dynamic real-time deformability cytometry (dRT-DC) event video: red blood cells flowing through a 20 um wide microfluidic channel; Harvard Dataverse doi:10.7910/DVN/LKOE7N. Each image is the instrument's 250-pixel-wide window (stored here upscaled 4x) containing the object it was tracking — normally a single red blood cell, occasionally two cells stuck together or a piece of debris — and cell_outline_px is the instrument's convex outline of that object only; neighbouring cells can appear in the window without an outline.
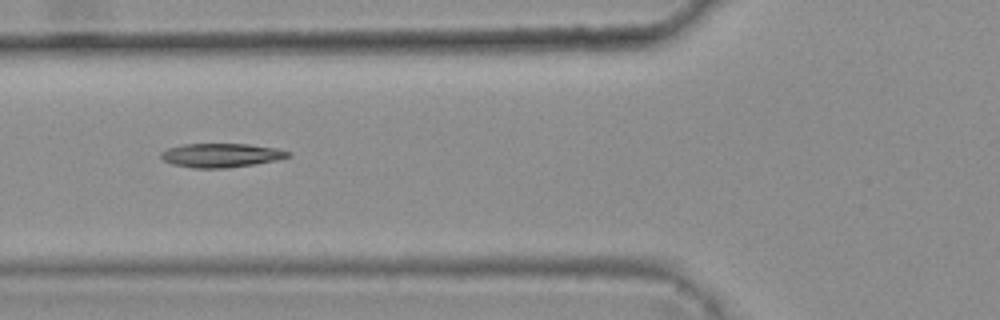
{"species": "common noctule bat (a hibernating species)", "species_latin": "Nyctalus noctula", "temperature_condition": "warm", "stored_images_in_passage": 9, "camera_frame_rate_fps": 3000, "um_per_image_px": 0.085, "animal": {"sex": "female", "body_mass_g": 25.1}, "frame": {"image": 1, "passage_image": 6, "time_ms": 1.667, "image_size_px": [1000, 320], "cell_outline_px": [[292, 156], [276, 160], [256, 164], [224, 168], [192, 168], [172, 164], [164, 160], [160, 156], [160, 152], [168, 148], [184, 144], [248, 144], [276, 148], [292, 152]], "centroid_in_image_um": [18.81, 13.2], "position_along_channel_um": 107.0, "area_um2": 17.8}}
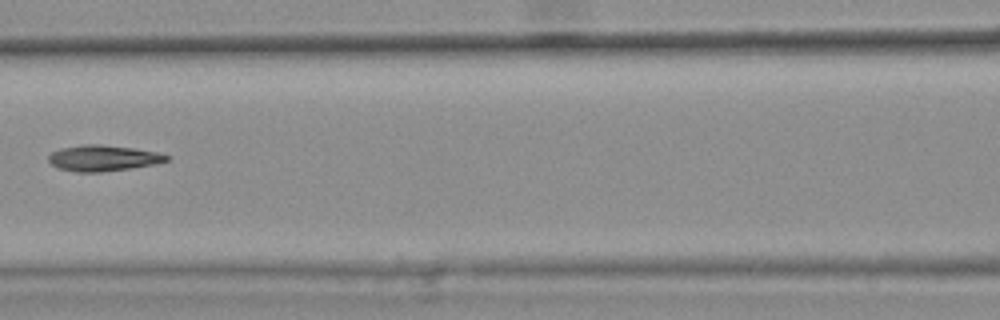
{"frame": {"image": 2, "passage_image": 7, "time_ms": 2.0, "image_size_px": [1000, 320], "cell_outline_px": [[168, 160], [152, 164], [128, 168], [100, 172], [76, 172], [56, 168], [48, 160], [48, 156], [52, 152], [60, 148], [84, 144], [100, 144], [132, 148], [156, 152], [168, 156]], "centroid_in_image_um": [8.68, 13.43], "position_along_channel_um": 157.9, "area_um2": 17.57}}